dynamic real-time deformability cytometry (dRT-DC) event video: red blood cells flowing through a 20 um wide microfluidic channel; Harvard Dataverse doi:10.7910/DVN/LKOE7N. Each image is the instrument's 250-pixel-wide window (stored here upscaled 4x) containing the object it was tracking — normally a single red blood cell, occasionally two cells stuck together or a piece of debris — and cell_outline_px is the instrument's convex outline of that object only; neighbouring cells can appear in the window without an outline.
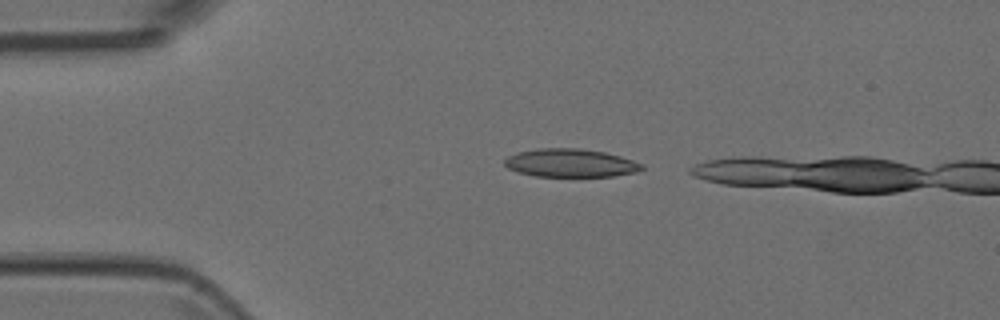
{"species": "Egyptian fruit bat (a non-hibernating species)", "species_latin": "Rousettus aegyptiacus", "temperature_condition": "room temperature", "stored_images_in_passage": 2, "camera_frame_rate_fps": 3000, "um_per_image_px": 0.085, "animal": {"sex": "female"}, "frame": {"image": 1, "passage_image": 1, "time_ms": 0.0, "image_size_px": [1000, 320], "cell_outline_px": [[644, 168], [636, 172], [612, 176], [532, 176], [508, 168], [504, 164], [504, 160], [508, 156], [516, 152], [536, 148], [580, 148], [604, 152], [620, 156], [644, 164]], "centroid_in_image_um": [48.48, 13.84], "position_along_channel_um": 36.5, "area_um2": 22.6}}